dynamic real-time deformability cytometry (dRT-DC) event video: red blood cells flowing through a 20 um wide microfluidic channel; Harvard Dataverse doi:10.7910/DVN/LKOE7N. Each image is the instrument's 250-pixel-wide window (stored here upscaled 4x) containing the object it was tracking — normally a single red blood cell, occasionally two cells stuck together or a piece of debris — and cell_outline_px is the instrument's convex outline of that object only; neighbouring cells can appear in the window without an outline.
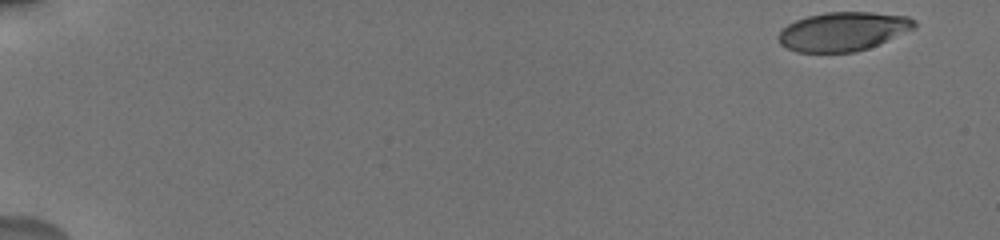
{"species": "human", "species_latin": "Homo sapiens", "temperature_condition": "cold", "stored_images_in_passage": 2, "camera_frame_rate_fps": 3000, "um_per_image_px": 0.085, "donor": {"sex": "male"}, "frame": {"image": 1, "passage_image": 1, "time_ms": 0.0, "image_size_px": [1000, 240], "cell_outline_px": [[916, 28], [868, 48], [852, 52], [796, 52], [780, 44], [776, 36], [788, 24], [796, 20], [808, 16], [824, 12], [872, 12], [908, 16], [916, 20]], "centroid_in_image_um": [71.66, 2.66], "position_along_channel_um": 13.3, "area_um2": 30.81}}